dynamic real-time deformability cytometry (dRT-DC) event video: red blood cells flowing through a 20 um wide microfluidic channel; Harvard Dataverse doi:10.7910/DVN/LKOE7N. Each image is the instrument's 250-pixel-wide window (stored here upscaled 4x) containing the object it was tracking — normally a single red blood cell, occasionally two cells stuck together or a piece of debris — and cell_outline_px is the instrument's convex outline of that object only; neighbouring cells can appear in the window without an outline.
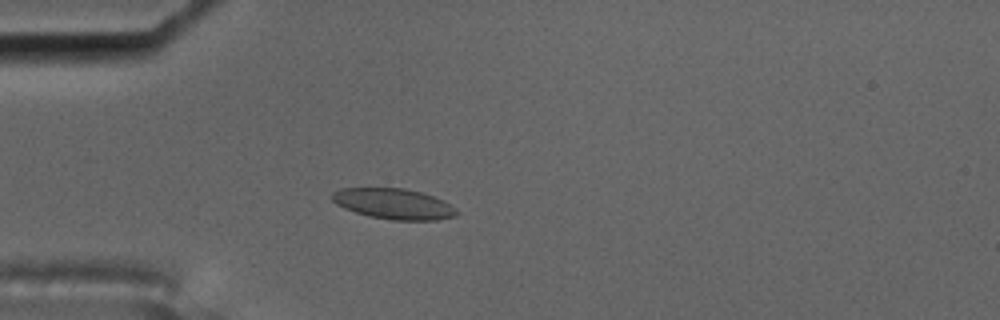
{"species": "common noctule bat (a hibernating species)", "species_latin": "Nyctalus noctula", "temperature_condition": "cold", "stored_images_in_passage": 4, "camera_frame_rate_fps": 3000, "um_per_image_px": 0.085, "animal": {"sex": "male", "body_mass_g": 17.5, "forearm_length_mm": 52.3}, "frame": {"image": 1, "passage_image": 4, "time_ms": 1.0, "image_size_px": [1000, 320], "cell_outline_px": [[460, 212], [456, 216], [436, 220], [392, 220], [368, 216], [344, 208], [336, 204], [332, 200], [332, 192], [340, 188], [404, 188], [420, 192], [444, 200], [456, 208]], "centroid_in_image_um": [33.48, 17.33], "position_along_channel_um": 51.5, "area_um2": 22.31}}